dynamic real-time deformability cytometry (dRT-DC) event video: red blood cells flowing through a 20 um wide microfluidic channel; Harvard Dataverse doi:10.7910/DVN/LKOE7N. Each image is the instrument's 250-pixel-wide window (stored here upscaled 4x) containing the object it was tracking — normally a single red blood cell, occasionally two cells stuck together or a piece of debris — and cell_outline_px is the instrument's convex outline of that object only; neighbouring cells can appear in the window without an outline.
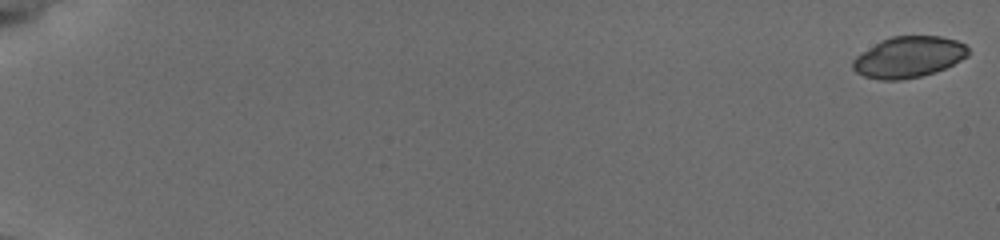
{"species": "common noctule bat (a hibernating species)", "species_latin": "Nyctalus noctula", "temperature_condition": "cold", "stored_images_in_passage": 56, "camera_frame_rate_fps": 3000, "um_per_image_px": 0.085, "animal": {"sex": "female", "body_mass_g": 19.5, "forearm_length_mm": 54.1}, "frame": {"image": 1, "passage_image": 1, "time_ms": 0.0, "image_size_px": [1000, 240], "cell_outline_px": [[968, 56], [944, 68], [920, 76], [900, 80], [880, 80], [864, 76], [856, 72], [852, 68], [852, 60], [856, 56], [880, 40], [892, 36], [940, 36], [956, 40], [964, 44], [968, 48]], "centroid_in_image_um": [77.2, 4.84], "position_along_channel_um": 7.8, "area_um2": 27.46}}
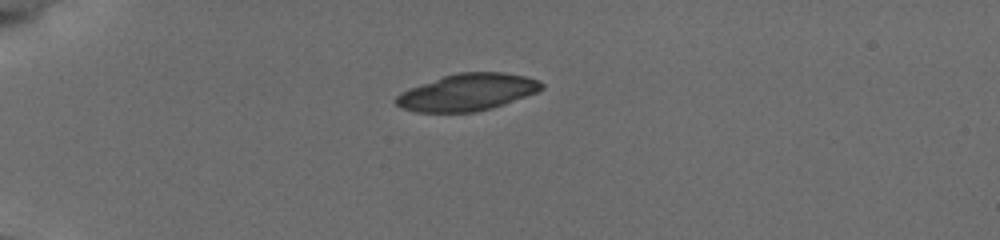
{"frame": {"image": 2, "passage_image": 17, "time_ms": 5.333, "image_size_px": [1000, 240], "cell_outline_px": [[544, 88], [536, 92], [504, 104], [492, 108], [476, 112], [416, 112], [400, 108], [392, 100], [400, 92], [444, 76], [456, 72], [504, 72], [528, 76], [540, 80], [544, 84]], "centroid_in_image_um": [39.74, 7.84], "position_along_channel_um": 45.3, "area_um2": 31.44}}